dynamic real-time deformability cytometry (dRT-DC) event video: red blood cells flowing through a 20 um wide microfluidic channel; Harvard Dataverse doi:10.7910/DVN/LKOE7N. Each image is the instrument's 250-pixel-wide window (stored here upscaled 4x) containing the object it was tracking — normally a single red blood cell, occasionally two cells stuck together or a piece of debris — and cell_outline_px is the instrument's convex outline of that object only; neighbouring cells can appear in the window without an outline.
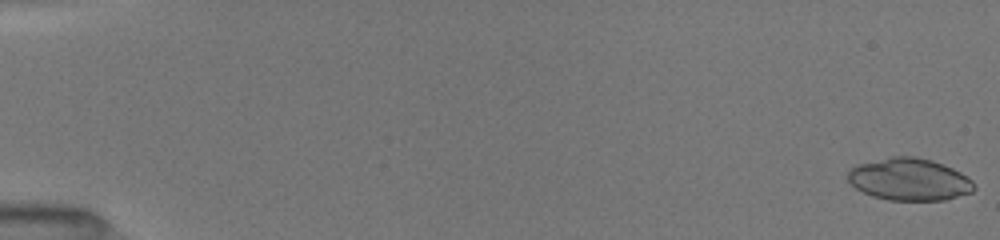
{"species": "common noctule bat (a hibernating species)", "species_latin": "Nyctalus noctula", "temperature_condition": "room temperature", "stored_images_in_passage": 63, "camera_frame_rate_fps": 3000, "um_per_image_px": 0.085, "animal": {"sex": "female", "body_mass_g": 19.5, "forearm_length_mm": 54.1}, "frame": {"image": 1, "passage_image": 1, "time_ms": 0.0, "image_size_px": [1000, 240], "cell_outline_px": [[976, 188], [972, 192], [944, 200], [888, 200], [872, 196], [856, 188], [848, 180], [848, 168], [856, 164], [892, 156], [916, 156], [932, 160], [952, 168], [960, 172], [972, 180]], "centroid_in_image_um": [77.28, 15.24], "position_along_channel_um": 7.7, "area_um2": 31.15}}
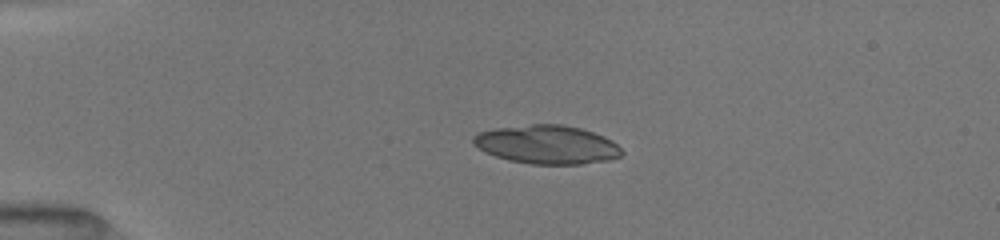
{"frame": {"image": 2, "passage_image": 17, "time_ms": 4.0, "image_size_px": [1000, 240], "cell_outline_px": [[624, 152], [620, 156], [608, 160], [584, 164], [532, 164], [508, 160], [484, 152], [472, 144], [472, 136], [476, 132], [492, 128], [532, 124], [564, 124], [580, 128], [604, 136], [612, 140]], "centroid_in_image_um": [46.45, 12.28], "position_along_channel_um": 38.6, "area_um2": 33.76}}